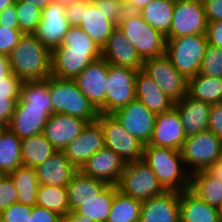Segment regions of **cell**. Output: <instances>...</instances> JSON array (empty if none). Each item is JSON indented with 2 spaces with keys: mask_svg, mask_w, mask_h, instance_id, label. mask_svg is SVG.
<instances>
[{
  "mask_svg": "<svg viewBox=\"0 0 222 222\" xmlns=\"http://www.w3.org/2000/svg\"><path fill=\"white\" fill-rule=\"evenodd\" d=\"M206 37L209 45L222 49V20L208 22Z\"/></svg>",
  "mask_w": 222,
  "mask_h": 222,
  "instance_id": "obj_49",
  "label": "cell"
},
{
  "mask_svg": "<svg viewBox=\"0 0 222 222\" xmlns=\"http://www.w3.org/2000/svg\"><path fill=\"white\" fill-rule=\"evenodd\" d=\"M23 82L22 79L11 73L8 76V82H0V94H8L10 99H19Z\"/></svg>",
  "mask_w": 222,
  "mask_h": 222,
  "instance_id": "obj_45",
  "label": "cell"
},
{
  "mask_svg": "<svg viewBox=\"0 0 222 222\" xmlns=\"http://www.w3.org/2000/svg\"><path fill=\"white\" fill-rule=\"evenodd\" d=\"M208 130L222 141V103L211 104Z\"/></svg>",
  "mask_w": 222,
  "mask_h": 222,
  "instance_id": "obj_46",
  "label": "cell"
},
{
  "mask_svg": "<svg viewBox=\"0 0 222 222\" xmlns=\"http://www.w3.org/2000/svg\"><path fill=\"white\" fill-rule=\"evenodd\" d=\"M142 202L119 190L113 199L107 222H139Z\"/></svg>",
  "mask_w": 222,
  "mask_h": 222,
  "instance_id": "obj_38",
  "label": "cell"
},
{
  "mask_svg": "<svg viewBox=\"0 0 222 222\" xmlns=\"http://www.w3.org/2000/svg\"><path fill=\"white\" fill-rule=\"evenodd\" d=\"M92 2L116 26L127 12L125 0H92Z\"/></svg>",
  "mask_w": 222,
  "mask_h": 222,
  "instance_id": "obj_41",
  "label": "cell"
},
{
  "mask_svg": "<svg viewBox=\"0 0 222 222\" xmlns=\"http://www.w3.org/2000/svg\"><path fill=\"white\" fill-rule=\"evenodd\" d=\"M9 176L18 191V202L23 205L35 206L39 182L34 167L21 165Z\"/></svg>",
  "mask_w": 222,
  "mask_h": 222,
  "instance_id": "obj_34",
  "label": "cell"
},
{
  "mask_svg": "<svg viewBox=\"0 0 222 222\" xmlns=\"http://www.w3.org/2000/svg\"><path fill=\"white\" fill-rule=\"evenodd\" d=\"M63 221L64 222H97L91 219L90 217L77 213L76 211H70L69 213H67L64 216Z\"/></svg>",
  "mask_w": 222,
  "mask_h": 222,
  "instance_id": "obj_55",
  "label": "cell"
},
{
  "mask_svg": "<svg viewBox=\"0 0 222 222\" xmlns=\"http://www.w3.org/2000/svg\"><path fill=\"white\" fill-rule=\"evenodd\" d=\"M206 171L215 178L222 182V157L213 162Z\"/></svg>",
  "mask_w": 222,
  "mask_h": 222,
  "instance_id": "obj_54",
  "label": "cell"
},
{
  "mask_svg": "<svg viewBox=\"0 0 222 222\" xmlns=\"http://www.w3.org/2000/svg\"><path fill=\"white\" fill-rule=\"evenodd\" d=\"M65 15L69 26H79L82 22L83 0L67 5L65 7Z\"/></svg>",
  "mask_w": 222,
  "mask_h": 222,
  "instance_id": "obj_50",
  "label": "cell"
},
{
  "mask_svg": "<svg viewBox=\"0 0 222 222\" xmlns=\"http://www.w3.org/2000/svg\"><path fill=\"white\" fill-rule=\"evenodd\" d=\"M108 62L102 57L89 64L74 81L94 108L105 114Z\"/></svg>",
  "mask_w": 222,
  "mask_h": 222,
  "instance_id": "obj_13",
  "label": "cell"
},
{
  "mask_svg": "<svg viewBox=\"0 0 222 222\" xmlns=\"http://www.w3.org/2000/svg\"><path fill=\"white\" fill-rule=\"evenodd\" d=\"M137 70L108 63L105 114H113L135 99Z\"/></svg>",
  "mask_w": 222,
  "mask_h": 222,
  "instance_id": "obj_12",
  "label": "cell"
},
{
  "mask_svg": "<svg viewBox=\"0 0 222 222\" xmlns=\"http://www.w3.org/2000/svg\"><path fill=\"white\" fill-rule=\"evenodd\" d=\"M32 206L16 202L0 214V222H30Z\"/></svg>",
  "mask_w": 222,
  "mask_h": 222,
  "instance_id": "obj_42",
  "label": "cell"
},
{
  "mask_svg": "<svg viewBox=\"0 0 222 222\" xmlns=\"http://www.w3.org/2000/svg\"><path fill=\"white\" fill-rule=\"evenodd\" d=\"M0 26L18 28V18L15 5H11L0 12Z\"/></svg>",
  "mask_w": 222,
  "mask_h": 222,
  "instance_id": "obj_52",
  "label": "cell"
},
{
  "mask_svg": "<svg viewBox=\"0 0 222 222\" xmlns=\"http://www.w3.org/2000/svg\"><path fill=\"white\" fill-rule=\"evenodd\" d=\"M107 186V183L78 170L66 186L69 210L75 211L84 202L97 198Z\"/></svg>",
  "mask_w": 222,
  "mask_h": 222,
  "instance_id": "obj_27",
  "label": "cell"
},
{
  "mask_svg": "<svg viewBox=\"0 0 222 222\" xmlns=\"http://www.w3.org/2000/svg\"><path fill=\"white\" fill-rule=\"evenodd\" d=\"M18 28L23 34H33L42 19V9L25 1L15 0Z\"/></svg>",
  "mask_w": 222,
  "mask_h": 222,
  "instance_id": "obj_39",
  "label": "cell"
},
{
  "mask_svg": "<svg viewBox=\"0 0 222 222\" xmlns=\"http://www.w3.org/2000/svg\"><path fill=\"white\" fill-rule=\"evenodd\" d=\"M143 161L166 191L189 189L190 173L186 170L181 151L145 144Z\"/></svg>",
  "mask_w": 222,
  "mask_h": 222,
  "instance_id": "obj_3",
  "label": "cell"
},
{
  "mask_svg": "<svg viewBox=\"0 0 222 222\" xmlns=\"http://www.w3.org/2000/svg\"><path fill=\"white\" fill-rule=\"evenodd\" d=\"M104 133L105 147L127 163L143 159L144 144L127 132L112 114L99 113L97 120Z\"/></svg>",
  "mask_w": 222,
  "mask_h": 222,
  "instance_id": "obj_9",
  "label": "cell"
},
{
  "mask_svg": "<svg viewBox=\"0 0 222 222\" xmlns=\"http://www.w3.org/2000/svg\"><path fill=\"white\" fill-rule=\"evenodd\" d=\"M11 73L9 56L0 54V82H8Z\"/></svg>",
  "mask_w": 222,
  "mask_h": 222,
  "instance_id": "obj_53",
  "label": "cell"
},
{
  "mask_svg": "<svg viewBox=\"0 0 222 222\" xmlns=\"http://www.w3.org/2000/svg\"><path fill=\"white\" fill-rule=\"evenodd\" d=\"M52 51L32 34H23L9 55L12 73L23 81L51 75Z\"/></svg>",
  "mask_w": 222,
  "mask_h": 222,
  "instance_id": "obj_2",
  "label": "cell"
},
{
  "mask_svg": "<svg viewBox=\"0 0 222 222\" xmlns=\"http://www.w3.org/2000/svg\"><path fill=\"white\" fill-rule=\"evenodd\" d=\"M175 0H153L138 13L164 36L170 33Z\"/></svg>",
  "mask_w": 222,
  "mask_h": 222,
  "instance_id": "obj_32",
  "label": "cell"
},
{
  "mask_svg": "<svg viewBox=\"0 0 222 222\" xmlns=\"http://www.w3.org/2000/svg\"><path fill=\"white\" fill-rule=\"evenodd\" d=\"M197 198L222 211V182L206 170L190 174L189 189Z\"/></svg>",
  "mask_w": 222,
  "mask_h": 222,
  "instance_id": "obj_29",
  "label": "cell"
},
{
  "mask_svg": "<svg viewBox=\"0 0 222 222\" xmlns=\"http://www.w3.org/2000/svg\"><path fill=\"white\" fill-rule=\"evenodd\" d=\"M15 107H36L44 108V111H52L49 77L41 80L24 81L21 87V97Z\"/></svg>",
  "mask_w": 222,
  "mask_h": 222,
  "instance_id": "obj_31",
  "label": "cell"
},
{
  "mask_svg": "<svg viewBox=\"0 0 222 222\" xmlns=\"http://www.w3.org/2000/svg\"><path fill=\"white\" fill-rule=\"evenodd\" d=\"M21 1H25L33 6H36L40 9H44L46 8L50 3L53 2V0H21Z\"/></svg>",
  "mask_w": 222,
  "mask_h": 222,
  "instance_id": "obj_57",
  "label": "cell"
},
{
  "mask_svg": "<svg viewBox=\"0 0 222 222\" xmlns=\"http://www.w3.org/2000/svg\"><path fill=\"white\" fill-rule=\"evenodd\" d=\"M99 58L101 49L93 40L79 26H69L62 45L52 50L51 75L75 79Z\"/></svg>",
  "mask_w": 222,
  "mask_h": 222,
  "instance_id": "obj_1",
  "label": "cell"
},
{
  "mask_svg": "<svg viewBox=\"0 0 222 222\" xmlns=\"http://www.w3.org/2000/svg\"><path fill=\"white\" fill-rule=\"evenodd\" d=\"M186 137L208 130L211 104L202 102L186 95L174 103Z\"/></svg>",
  "mask_w": 222,
  "mask_h": 222,
  "instance_id": "obj_23",
  "label": "cell"
},
{
  "mask_svg": "<svg viewBox=\"0 0 222 222\" xmlns=\"http://www.w3.org/2000/svg\"><path fill=\"white\" fill-rule=\"evenodd\" d=\"M78 1H80V0H53V2L59 3L64 7H66L67 5H70L74 2H78Z\"/></svg>",
  "mask_w": 222,
  "mask_h": 222,
  "instance_id": "obj_59",
  "label": "cell"
},
{
  "mask_svg": "<svg viewBox=\"0 0 222 222\" xmlns=\"http://www.w3.org/2000/svg\"><path fill=\"white\" fill-rule=\"evenodd\" d=\"M18 100L8 98V94H0V124L8 126Z\"/></svg>",
  "mask_w": 222,
  "mask_h": 222,
  "instance_id": "obj_48",
  "label": "cell"
},
{
  "mask_svg": "<svg viewBox=\"0 0 222 222\" xmlns=\"http://www.w3.org/2000/svg\"><path fill=\"white\" fill-rule=\"evenodd\" d=\"M203 3L207 22L222 20V0H205Z\"/></svg>",
  "mask_w": 222,
  "mask_h": 222,
  "instance_id": "obj_51",
  "label": "cell"
},
{
  "mask_svg": "<svg viewBox=\"0 0 222 222\" xmlns=\"http://www.w3.org/2000/svg\"><path fill=\"white\" fill-rule=\"evenodd\" d=\"M204 3L197 0H175L170 33L166 38L206 35Z\"/></svg>",
  "mask_w": 222,
  "mask_h": 222,
  "instance_id": "obj_11",
  "label": "cell"
},
{
  "mask_svg": "<svg viewBox=\"0 0 222 222\" xmlns=\"http://www.w3.org/2000/svg\"><path fill=\"white\" fill-rule=\"evenodd\" d=\"M187 95L209 104L222 103V78L198 73L188 80Z\"/></svg>",
  "mask_w": 222,
  "mask_h": 222,
  "instance_id": "obj_30",
  "label": "cell"
},
{
  "mask_svg": "<svg viewBox=\"0 0 222 222\" xmlns=\"http://www.w3.org/2000/svg\"><path fill=\"white\" fill-rule=\"evenodd\" d=\"M36 205L55 212L64 218V216L70 212L67 188L63 186L39 184Z\"/></svg>",
  "mask_w": 222,
  "mask_h": 222,
  "instance_id": "obj_37",
  "label": "cell"
},
{
  "mask_svg": "<svg viewBox=\"0 0 222 222\" xmlns=\"http://www.w3.org/2000/svg\"><path fill=\"white\" fill-rule=\"evenodd\" d=\"M22 36L19 28L0 26V54L9 56Z\"/></svg>",
  "mask_w": 222,
  "mask_h": 222,
  "instance_id": "obj_43",
  "label": "cell"
},
{
  "mask_svg": "<svg viewBox=\"0 0 222 222\" xmlns=\"http://www.w3.org/2000/svg\"><path fill=\"white\" fill-rule=\"evenodd\" d=\"M6 129H7V125L0 124V138Z\"/></svg>",
  "mask_w": 222,
  "mask_h": 222,
  "instance_id": "obj_60",
  "label": "cell"
},
{
  "mask_svg": "<svg viewBox=\"0 0 222 222\" xmlns=\"http://www.w3.org/2000/svg\"><path fill=\"white\" fill-rule=\"evenodd\" d=\"M142 70L174 102L181 100L187 95L188 80L174 68L165 54L143 60Z\"/></svg>",
  "mask_w": 222,
  "mask_h": 222,
  "instance_id": "obj_10",
  "label": "cell"
},
{
  "mask_svg": "<svg viewBox=\"0 0 222 222\" xmlns=\"http://www.w3.org/2000/svg\"><path fill=\"white\" fill-rule=\"evenodd\" d=\"M151 1L153 0H125V3L128 12H139Z\"/></svg>",
  "mask_w": 222,
  "mask_h": 222,
  "instance_id": "obj_56",
  "label": "cell"
},
{
  "mask_svg": "<svg viewBox=\"0 0 222 222\" xmlns=\"http://www.w3.org/2000/svg\"><path fill=\"white\" fill-rule=\"evenodd\" d=\"M199 73L210 77L222 78L221 48L209 44L206 46Z\"/></svg>",
  "mask_w": 222,
  "mask_h": 222,
  "instance_id": "obj_40",
  "label": "cell"
},
{
  "mask_svg": "<svg viewBox=\"0 0 222 222\" xmlns=\"http://www.w3.org/2000/svg\"><path fill=\"white\" fill-rule=\"evenodd\" d=\"M180 221L222 222V211L185 190L180 192Z\"/></svg>",
  "mask_w": 222,
  "mask_h": 222,
  "instance_id": "obj_28",
  "label": "cell"
},
{
  "mask_svg": "<svg viewBox=\"0 0 222 222\" xmlns=\"http://www.w3.org/2000/svg\"><path fill=\"white\" fill-rule=\"evenodd\" d=\"M101 57L109 64L142 70L143 60L129 39L116 27L101 49Z\"/></svg>",
  "mask_w": 222,
  "mask_h": 222,
  "instance_id": "obj_19",
  "label": "cell"
},
{
  "mask_svg": "<svg viewBox=\"0 0 222 222\" xmlns=\"http://www.w3.org/2000/svg\"><path fill=\"white\" fill-rule=\"evenodd\" d=\"M34 170L39 184L63 187L78 171L63 151H56L45 162L36 165Z\"/></svg>",
  "mask_w": 222,
  "mask_h": 222,
  "instance_id": "obj_22",
  "label": "cell"
},
{
  "mask_svg": "<svg viewBox=\"0 0 222 222\" xmlns=\"http://www.w3.org/2000/svg\"><path fill=\"white\" fill-rule=\"evenodd\" d=\"M125 162L113 150L104 147L93 154L79 169L87 176L117 186Z\"/></svg>",
  "mask_w": 222,
  "mask_h": 222,
  "instance_id": "obj_18",
  "label": "cell"
},
{
  "mask_svg": "<svg viewBox=\"0 0 222 222\" xmlns=\"http://www.w3.org/2000/svg\"><path fill=\"white\" fill-rule=\"evenodd\" d=\"M105 147L104 133L100 124L88 123L83 131L63 150L77 170L97 151Z\"/></svg>",
  "mask_w": 222,
  "mask_h": 222,
  "instance_id": "obj_16",
  "label": "cell"
},
{
  "mask_svg": "<svg viewBox=\"0 0 222 222\" xmlns=\"http://www.w3.org/2000/svg\"><path fill=\"white\" fill-rule=\"evenodd\" d=\"M121 126L144 145L151 139L156 114L134 99L112 114Z\"/></svg>",
  "mask_w": 222,
  "mask_h": 222,
  "instance_id": "obj_14",
  "label": "cell"
},
{
  "mask_svg": "<svg viewBox=\"0 0 222 222\" xmlns=\"http://www.w3.org/2000/svg\"><path fill=\"white\" fill-rule=\"evenodd\" d=\"M21 165V139L7 128L0 138V172L9 175Z\"/></svg>",
  "mask_w": 222,
  "mask_h": 222,
  "instance_id": "obj_35",
  "label": "cell"
},
{
  "mask_svg": "<svg viewBox=\"0 0 222 222\" xmlns=\"http://www.w3.org/2000/svg\"><path fill=\"white\" fill-rule=\"evenodd\" d=\"M186 170L192 174L206 170L222 157V141L210 130L186 137L181 148Z\"/></svg>",
  "mask_w": 222,
  "mask_h": 222,
  "instance_id": "obj_8",
  "label": "cell"
},
{
  "mask_svg": "<svg viewBox=\"0 0 222 222\" xmlns=\"http://www.w3.org/2000/svg\"><path fill=\"white\" fill-rule=\"evenodd\" d=\"M117 187L124 195L141 202L166 191L143 159L125 164Z\"/></svg>",
  "mask_w": 222,
  "mask_h": 222,
  "instance_id": "obj_7",
  "label": "cell"
},
{
  "mask_svg": "<svg viewBox=\"0 0 222 222\" xmlns=\"http://www.w3.org/2000/svg\"><path fill=\"white\" fill-rule=\"evenodd\" d=\"M14 3L15 0H0V12L9 6L14 5Z\"/></svg>",
  "mask_w": 222,
  "mask_h": 222,
  "instance_id": "obj_58",
  "label": "cell"
},
{
  "mask_svg": "<svg viewBox=\"0 0 222 222\" xmlns=\"http://www.w3.org/2000/svg\"><path fill=\"white\" fill-rule=\"evenodd\" d=\"M135 99L156 115L169 111L175 103L143 70L137 71L135 76Z\"/></svg>",
  "mask_w": 222,
  "mask_h": 222,
  "instance_id": "obj_25",
  "label": "cell"
},
{
  "mask_svg": "<svg viewBox=\"0 0 222 222\" xmlns=\"http://www.w3.org/2000/svg\"><path fill=\"white\" fill-rule=\"evenodd\" d=\"M52 111L44 108L15 107L7 128L20 139L43 133Z\"/></svg>",
  "mask_w": 222,
  "mask_h": 222,
  "instance_id": "obj_24",
  "label": "cell"
},
{
  "mask_svg": "<svg viewBox=\"0 0 222 222\" xmlns=\"http://www.w3.org/2000/svg\"><path fill=\"white\" fill-rule=\"evenodd\" d=\"M185 140L183 125L175 107L156 115L153 133L148 145L180 151Z\"/></svg>",
  "mask_w": 222,
  "mask_h": 222,
  "instance_id": "obj_17",
  "label": "cell"
},
{
  "mask_svg": "<svg viewBox=\"0 0 222 222\" xmlns=\"http://www.w3.org/2000/svg\"><path fill=\"white\" fill-rule=\"evenodd\" d=\"M139 222H180V192L165 191L142 201Z\"/></svg>",
  "mask_w": 222,
  "mask_h": 222,
  "instance_id": "obj_20",
  "label": "cell"
},
{
  "mask_svg": "<svg viewBox=\"0 0 222 222\" xmlns=\"http://www.w3.org/2000/svg\"><path fill=\"white\" fill-rule=\"evenodd\" d=\"M207 45L206 35L166 38L165 55L174 68L189 80L199 73Z\"/></svg>",
  "mask_w": 222,
  "mask_h": 222,
  "instance_id": "obj_6",
  "label": "cell"
},
{
  "mask_svg": "<svg viewBox=\"0 0 222 222\" xmlns=\"http://www.w3.org/2000/svg\"><path fill=\"white\" fill-rule=\"evenodd\" d=\"M68 29L69 23L65 15V7L52 2L42 10L41 22L32 35L52 51L62 45Z\"/></svg>",
  "mask_w": 222,
  "mask_h": 222,
  "instance_id": "obj_15",
  "label": "cell"
},
{
  "mask_svg": "<svg viewBox=\"0 0 222 222\" xmlns=\"http://www.w3.org/2000/svg\"><path fill=\"white\" fill-rule=\"evenodd\" d=\"M16 202H18V191L12 178L5 175L0 182V214Z\"/></svg>",
  "mask_w": 222,
  "mask_h": 222,
  "instance_id": "obj_44",
  "label": "cell"
},
{
  "mask_svg": "<svg viewBox=\"0 0 222 222\" xmlns=\"http://www.w3.org/2000/svg\"><path fill=\"white\" fill-rule=\"evenodd\" d=\"M49 92L52 101V114L77 117L88 123L97 120L99 112L78 89L74 79L49 76Z\"/></svg>",
  "mask_w": 222,
  "mask_h": 222,
  "instance_id": "obj_4",
  "label": "cell"
},
{
  "mask_svg": "<svg viewBox=\"0 0 222 222\" xmlns=\"http://www.w3.org/2000/svg\"><path fill=\"white\" fill-rule=\"evenodd\" d=\"M117 191V186L108 185L97 198L84 202L75 211L90 217L94 221L107 222Z\"/></svg>",
  "mask_w": 222,
  "mask_h": 222,
  "instance_id": "obj_36",
  "label": "cell"
},
{
  "mask_svg": "<svg viewBox=\"0 0 222 222\" xmlns=\"http://www.w3.org/2000/svg\"><path fill=\"white\" fill-rule=\"evenodd\" d=\"M79 27L102 49L117 26L97 9L92 0H83L82 22Z\"/></svg>",
  "mask_w": 222,
  "mask_h": 222,
  "instance_id": "obj_26",
  "label": "cell"
},
{
  "mask_svg": "<svg viewBox=\"0 0 222 222\" xmlns=\"http://www.w3.org/2000/svg\"><path fill=\"white\" fill-rule=\"evenodd\" d=\"M87 124V121L77 117L52 114L46 122L43 134L56 151H63L73 139L77 138Z\"/></svg>",
  "mask_w": 222,
  "mask_h": 222,
  "instance_id": "obj_21",
  "label": "cell"
},
{
  "mask_svg": "<svg viewBox=\"0 0 222 222\" xmlns=\"http://www.w3.org/2000/svg\"><path fill=\"white\" fill-rule=\"evenodd\" d=\"M55 152L56 149L43 133L21 139V159L24 166L35 167Z\"/></svg>",
  "mask_w": 222,
  "mask_h": 222,
  "instance_id": "obj_33",
  "label": "cell"
},
{
  "mask_svg": "<svg viewBox=\"0 0 222 222\" xmlns=\"http://www.w3.org/2000/svg\"><path fill=\"white\" fill-rule=\"evenodd\" d=\"M63 218L55 212L35 205L32 209L30 222H62Z\"/></svg>",
  "mask_w": 222,
  "mask_h": 222,
  "instance_id": "obj_47",
  "label": "cell"
},
{
  "mask_svg": "<svg viewBox=\"0 0 222 222\" xmlns=\"http://www.w3.org/2000/svg\"><path fill=\"white\" fill-rule=\"evenodd\" d=\"M142 60L165 54L166 36L150 26L138 12H126L117 24Z\"/></svg>",
  "mask_w": 222,
  "mask_h": 222,
  "instance_id": "obj_5",
  "label": "cell"
},
{
  "mask_svg": "<svg viewBox=\"0 0 222 222\" xmlns=\"http://www.w3.org/2000/svg\"><path fill=\"white\" fill-rule=\"evenodd\" d=\"M4 176H5V174L2 173V172H0V182H1V180L3 179Z\"/></svg>",
  "mask_w": 222,
  "mask_h": 222,
  "instance_id": "obj_61",
  "label": "cell"
}]
</instances>
